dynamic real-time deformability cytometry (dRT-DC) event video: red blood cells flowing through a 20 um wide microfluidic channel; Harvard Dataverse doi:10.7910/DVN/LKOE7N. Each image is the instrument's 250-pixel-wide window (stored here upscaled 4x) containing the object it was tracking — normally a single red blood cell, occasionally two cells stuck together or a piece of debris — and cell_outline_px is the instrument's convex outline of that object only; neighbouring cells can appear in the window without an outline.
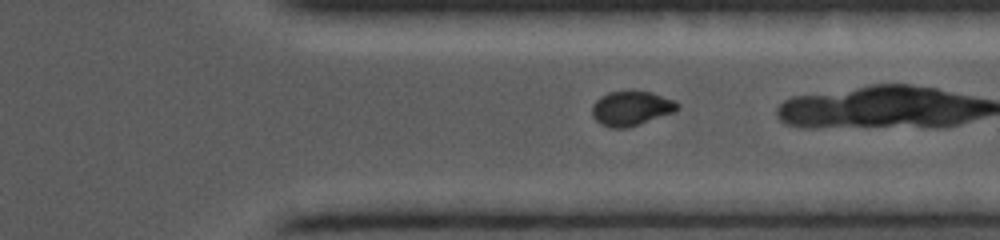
{"species": "common noctule bat (a hibernating species)", "species_latin": "Nyctalus noctula", "temperature_condition": "cold", "stored_images_in_passage": 27, "camera_frame_rate_fps": 5000, "um_per_image_px": 0.085, "animal": {"sex": "female", "body_mass_g": 19.0, "forearm_length_mm": 56.7}, "frame": {"image": 1, "passage_image": 23, "time_ms": 6.4, "image_size_px": [1000, 240], "cell_outline_px": [[680, 108], [672, 112], [628, 128], [612, 128], [600, 124], [592, 116], [592, 104], [600, 96], [608, 92], [652, 92], [676, 100], [680, 104]], "centroid_in_image_um": [53.65, 9.21], "position_along_channel_um": 357.8, "area_um2": 17.11}}